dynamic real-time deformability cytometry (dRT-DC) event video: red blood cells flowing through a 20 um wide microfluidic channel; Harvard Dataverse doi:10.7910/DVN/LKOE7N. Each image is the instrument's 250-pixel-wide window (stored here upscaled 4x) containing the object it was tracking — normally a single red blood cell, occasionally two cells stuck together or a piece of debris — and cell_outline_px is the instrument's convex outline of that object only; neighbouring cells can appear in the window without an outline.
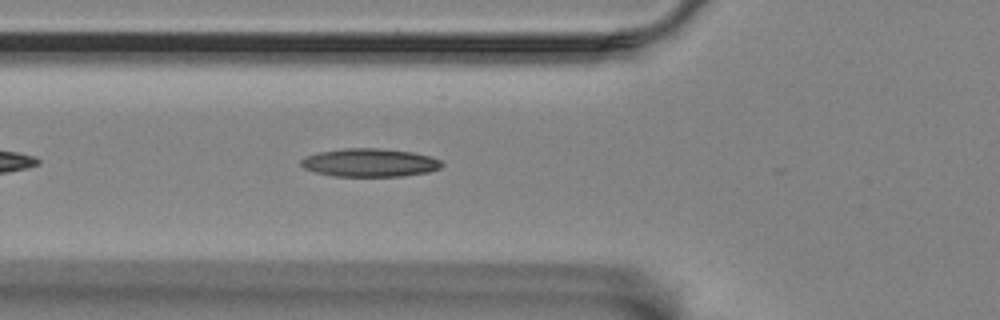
{"species": "Egyptian fruit bat (a non-hibernating species)", "species_latin": "Rousettus aegyptiacus", "temperature_condition": "room temperature", "stored_images_in_passage": 45, "camera_frame_rate_fps": 3000, "um_per_image_px": 0.085, "animal": {"sex": "female"}, "frame": {"image": 1, "passage_image": 7, "time_ms": 2.0, "image_size_px": [1000, 320], "cell_outline_px": [[444, 164], [440, 168], [428, 172], [404, 176], [332, 176], [316, 172], [304, 168], [300, 164], [300, 160], [308, 156], [320, 152], [344, 148], [380, 148], [412, 152], [428, 156], [440, 160]], "centroid_in_image_um": [31.44, 13.83], "position_along_channel_um": 94.4, "area_um2": 23.06}}
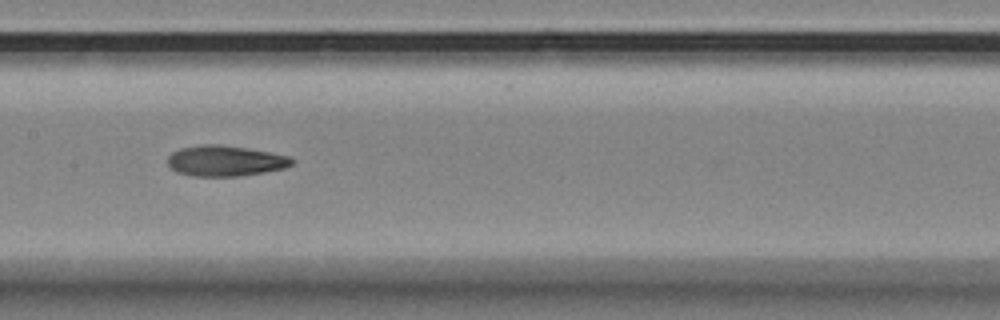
{"frame": {"image": 2, "passage_image": 15, "time_ms": 4.667, "image_size_px": [1000, 320], "cell_outline_px": [[292, 164], [284, 168], [264, 172], [240, 176], [192, 176], [176, 172], [168, 164], [168, 156], [172, 152], [180, 148], [204, 144], [216, 144], [244, 148], [268, 152], [288, 156], [292, 160]], "centroid_in_image_um": [19.09, 13.68], "position_along_channel_um": 188.3, "area_um2": 21.91}}
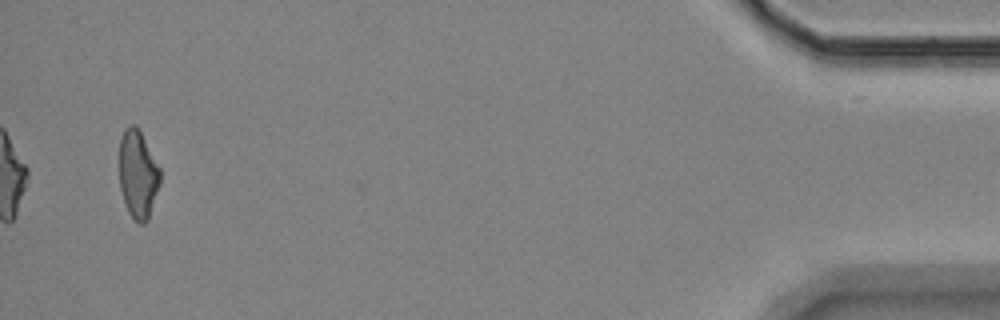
{"frame": {"image": 3, "passage_image": 42, "time_ms": 13.667, "image_size_px": [1000, 320], "cell_outline_px": [[160, 184], [148, 220], [144, 224], [140, 224], [128, 212], [120, 188], [120, 140], [124, 128], [132, 124], [136, 124], [160, 168]], "centroid_in_image_um": [11.73, 14.81], "position_along_channel_um": 423.5, "area_um2": 20.81}, "authors_computed_cell_mechanics": {"area_um2": 21.6172, "velocity_mm_per_s": 3.4867, "shape_relaxation_time_tau1_ms": null, "shape_relaxation_time_tau2_ms": 4.7648, "deformation_change_tau1": null, "deformation_change_tau2": 0.1251}}